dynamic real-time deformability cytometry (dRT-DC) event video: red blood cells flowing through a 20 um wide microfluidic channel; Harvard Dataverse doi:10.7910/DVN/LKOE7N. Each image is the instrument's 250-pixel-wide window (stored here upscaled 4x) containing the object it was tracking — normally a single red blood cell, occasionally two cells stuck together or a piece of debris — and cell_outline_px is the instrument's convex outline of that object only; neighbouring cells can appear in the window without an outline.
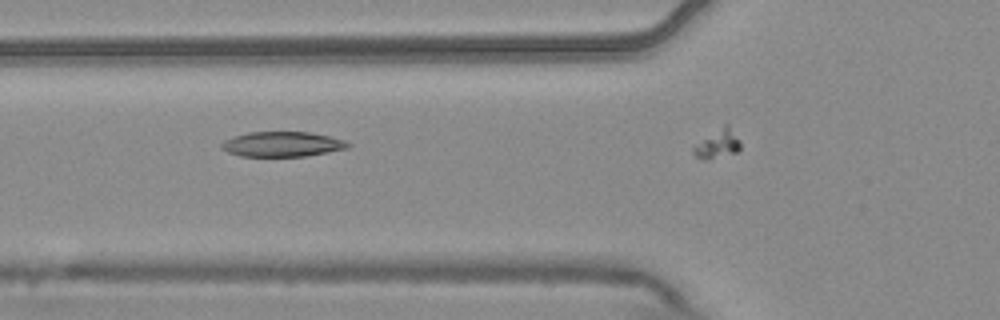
{"species": "common noctule bat (a hibernating species)", "species_latin": "Nyctalus noctula", "temperature_condition": "warm", "stored_images_in_passage": 8, "camera_frame_rate_fps": 3000, "um_per_image_px": 0.085, "animal": {"sex": "male", "body_mass_g": 20.4}, "frame": {"image": 1, "passage_image": 6, "time_ms": 1.667, "image_size_px": [1000, 320], "cell_outline_px": [[352, 144], [348, 148], [328, 152], [304, 156], [240, 156], [228, 152], [220, 148], [220, 144], [224, 140], [248, 132], [308, 132], [328, 136], [344, 140]], "centroid_in_image_um": [23.98, 12.26], "position_along_channel_um": 101.8, "area_um2": 18.32}}